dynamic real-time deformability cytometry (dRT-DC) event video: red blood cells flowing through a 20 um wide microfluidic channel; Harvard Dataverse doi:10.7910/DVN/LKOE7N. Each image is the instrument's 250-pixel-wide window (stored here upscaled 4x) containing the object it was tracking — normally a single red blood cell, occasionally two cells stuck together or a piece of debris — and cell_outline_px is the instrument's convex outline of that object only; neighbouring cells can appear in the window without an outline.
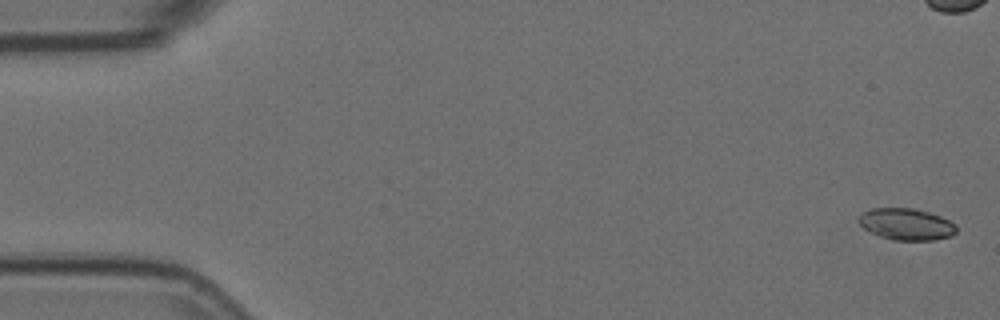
{"species": "Egyptian fruit bat (a non-hibernating species)", "species_latin": "Rousettus aegyptiacus", "temperature_condition": "room temperature", "stored_images_in_passage": 10, "camera_frame_rate_fps": 3000, "um_per_image_px": 0.085, "animal": {"sex": "female"}, "frame": {"image": 1, "passage_image": 1, "time_ms": 0.0, "image_size_px": [1000, 320], "cell_outline_px": [[956, 232], [952, 236], [932, 240], [892, 240], [880, 236], [864, 228], [860, 224], [860, 216], [864, 212], [872, 208], [912, 208], [928, 212], [940, 216], [956, 224]], "centroid_in_image_um": [77.07, 19.06], "position_along_channel_um": 7.9, "area_um2": 17.8}}
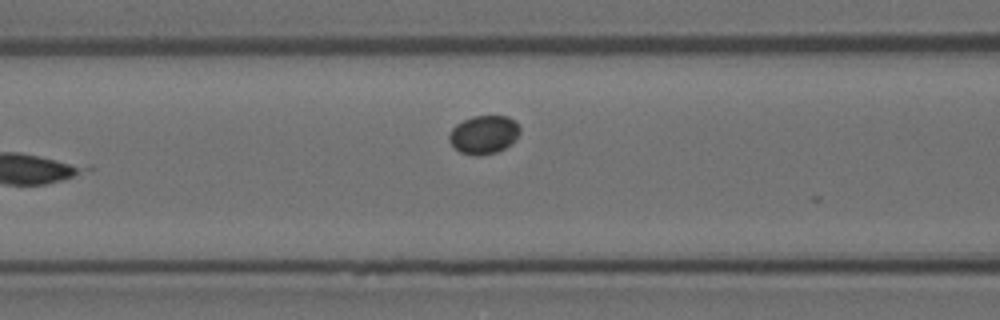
{"frame": {"image": 2, "passage_image": 7, "time_ms": 2.0, "image_size_px": [1000, 320], "cell_outline_px": [[520, 132], [512, 144], [496, 152], [480, 156], [476, 156], [460, 152], [448, 140], [448, 136], [452, 128], [456, 124], [472, 116], [508, 116], [520, 128]], "centroid_in_image_um": [41.11, 11.45], "position_along_channel_um": 125.5, "area_um2": 15.78}}